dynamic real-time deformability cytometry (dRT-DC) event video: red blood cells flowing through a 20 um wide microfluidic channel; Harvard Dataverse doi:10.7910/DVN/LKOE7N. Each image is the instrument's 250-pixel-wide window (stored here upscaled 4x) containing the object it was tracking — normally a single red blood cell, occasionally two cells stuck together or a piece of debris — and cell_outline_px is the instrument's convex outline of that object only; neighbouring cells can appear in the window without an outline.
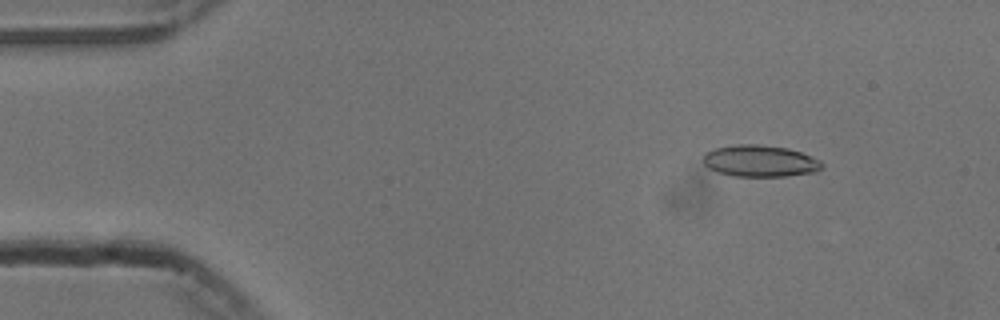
{"species": "common noctule bat (a hibernating species)", "species_latin": "Nyctalus noctula", "temperature_condition": "cold", "stored_images_in_passage": 50, "camera_frame_rate_fps": 3000, "um_per_image_px": 0.085, "animal": {"sex": "male", "body_mass_g": 13.3}, "frame": {"image": 1, "passage_image": 3, "time_ms": 0.667, "image_size_px": [1000, 320], "cell_outline_px": [[824, 168], [816, 172], [788, 176], [732, 176], [716, 172], [708, 168], [700, 160], [704, 152], [716, 148], [736, 144], [760, 144], [788, 148], [800, 152], [820, 160], [824, 164]], "centroid_in_image_um": [64.57, 13.69], "position_along_channel_um": 20.4, "area_um2": 22.31}}
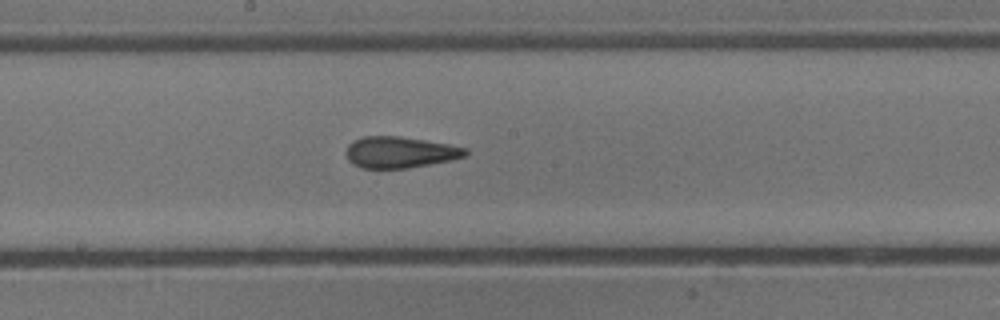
{"frame": {"image": 2, "passage_image": 25, "time_ms": 8.0, "image_size_px": [1000, 320], "cell_outline_px": [[468, 152], [464, 156], [452, 160], [408, 168], [360, 168], [352, 164], [348, 160], [348, 144], [352, 140], [364, 136], [396, 136], [424, 140], [448, 144], [468, 148]], "centroid_in_image_um": [33.99, 12.94], "position_along_channel_um": 214.2, "area_um2": 21.68}}
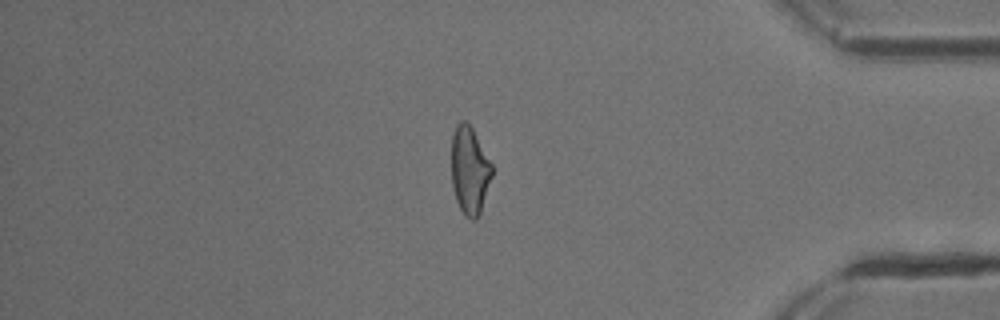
{"frame": {"image": 3, "passage_image": 42, "time_ms": 13.667, "image_size_px": [1000, 320], "cell_outline_px": [[492, 176], [480, 212], [476, 220], [472, 220], [464, 216], [456, 200], [452, 184], [452, 132], [456, 124], [460, 120], [464, 120], [472, 128], [492, 164]], "centroid_in_image_um": [39.91, 14.48], "position_along_channel_um": 395.3, "area_um2": 20.63}, "authors_computed_cell_mechanics": {"area_um2": 21.8773, "velocity_mm_per_s": 3.7815, "shape_relaxation_time_tau1_ms": 8.4934, "shape_relaxation_time_tau2_ms": 2.022, "deformation_change_tau1": 0.1997, "deformation_change_tau2": 0.094}}